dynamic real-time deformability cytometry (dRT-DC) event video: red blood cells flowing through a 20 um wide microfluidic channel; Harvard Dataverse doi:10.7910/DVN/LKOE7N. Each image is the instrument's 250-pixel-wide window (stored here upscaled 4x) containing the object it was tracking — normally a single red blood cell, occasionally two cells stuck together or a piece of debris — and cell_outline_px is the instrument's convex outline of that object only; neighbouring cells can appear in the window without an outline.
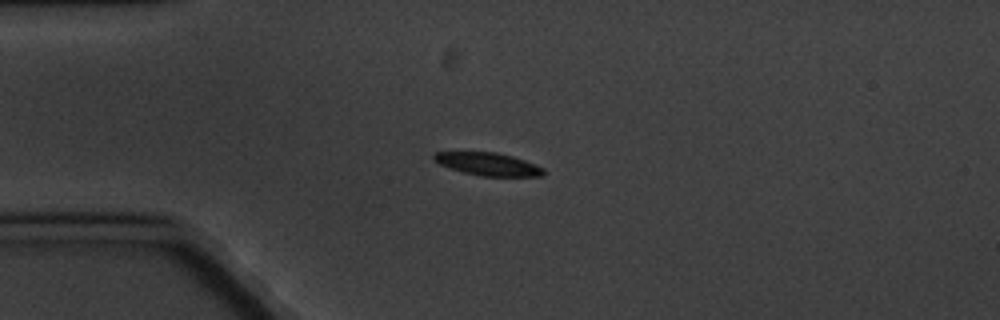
{"species": "common noctule bat (a hibernating species)", "species_latin": "Nyctalus noctula", "temperature_condition": "cold", "stored_images_in_passage": 4, "camera_frame_rate_fps": 3000, "um_per_image_px": 0.085, "animal": {"sex": "male", "body_mass_g": 20.1, "forearm_length_mm": 53.5}, "frame": {"image": 1, "passage_image": 4, "time_ms": 3.667, "image_size_px": [1000, 320], "cell_outline_px": [[544, 176], [480, 176], [448, 168], [432, 160], [432, 156], [436, 152], [496, 152], [512, 156], [524, 160], [544, 168]], "centroid_in_image_um": [41.46, 13.95], "position_along_channel_um": 43.5, "area_um2": 14.57}}